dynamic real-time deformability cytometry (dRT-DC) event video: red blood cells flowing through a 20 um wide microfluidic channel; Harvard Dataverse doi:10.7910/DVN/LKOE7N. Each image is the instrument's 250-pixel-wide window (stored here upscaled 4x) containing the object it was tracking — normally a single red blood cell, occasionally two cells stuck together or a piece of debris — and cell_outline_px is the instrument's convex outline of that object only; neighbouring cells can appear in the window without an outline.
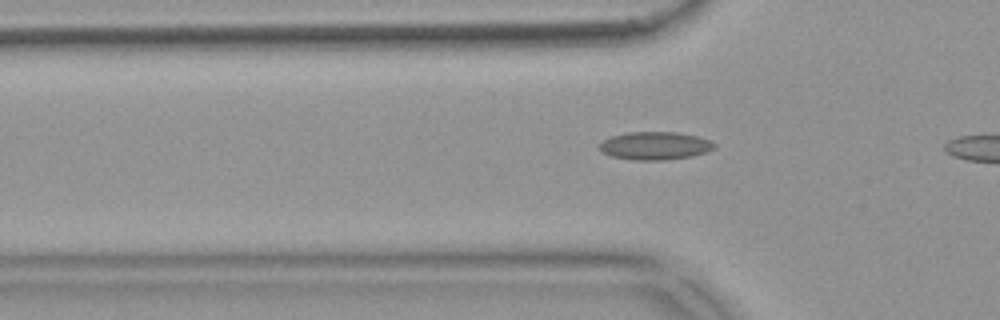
{"species": "common noctule bat (a hibernating species)", "species_latin": "Nyctalus noctula", "temperature_condition": "warm", "stored_images_in_passage": 14, "camera_frame_rate_fps": 3000, "um_per_image_px": 0.085, "animal": {"sex": "female", "body_mass_g": 18.4}, "frame": {"image": 1, "passage_image": 8, "time_ms": 2.333, "image_size_px": [1000, 320], "cell_outline_px": [[716, 148], [692, 156], [664, 160], [632, 160], [612, 156], [596, 148], [604, 140], [612, 136], [628, 132], [676, 132], [696, 136], [712, 140], [716, 144]], "centroid_in_image_um": [55.69, 12.39], "position_along_channel_um": 70.1, "area_um2": 18.73}}